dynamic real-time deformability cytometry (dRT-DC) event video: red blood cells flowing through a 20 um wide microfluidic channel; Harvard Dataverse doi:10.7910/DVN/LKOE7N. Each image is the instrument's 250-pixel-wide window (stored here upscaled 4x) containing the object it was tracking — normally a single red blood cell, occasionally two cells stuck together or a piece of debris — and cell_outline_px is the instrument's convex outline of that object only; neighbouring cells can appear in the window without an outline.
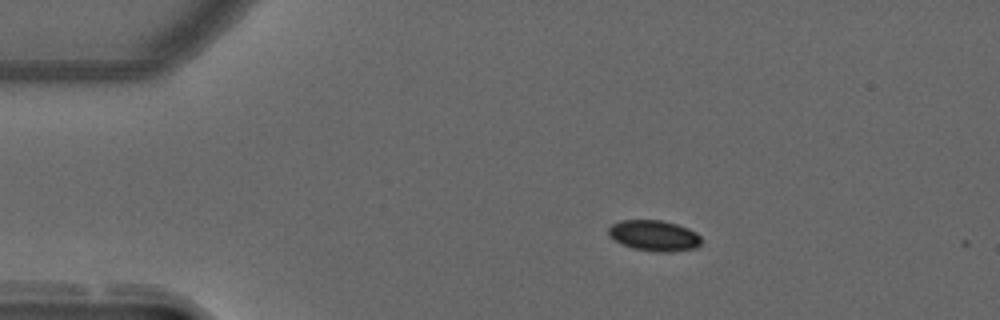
{"species": "common noctule bat (a hibernating species)", "species_latin": "Nyctalus noctula", "temperature_condition": "warm", "stored_images_in_passage": 5, "camera_frame_rate_fps": 3000, "um_per_image_px": 0.085, "animal": {"sex": "male", "forearm_length_mm": 52.5}, "frame": {"image": 1, "passage_image": 1, "time_ms": 0.0, "image_size_px": [1000, 320], "cell_outline_px": [[700, 244], [696, 248], [668, 252], [656, 252], [632, 248], [620, 244], [608, 236], [608, 228], [612, 224], [620, 220], [660, 220], [676, 224], [688, 228], [696, 232], [700, 236]], "centroid_in_image_um": [55.56, 20.03], "position_along_channel_um": 29.4, "area_um2": 16.76}}